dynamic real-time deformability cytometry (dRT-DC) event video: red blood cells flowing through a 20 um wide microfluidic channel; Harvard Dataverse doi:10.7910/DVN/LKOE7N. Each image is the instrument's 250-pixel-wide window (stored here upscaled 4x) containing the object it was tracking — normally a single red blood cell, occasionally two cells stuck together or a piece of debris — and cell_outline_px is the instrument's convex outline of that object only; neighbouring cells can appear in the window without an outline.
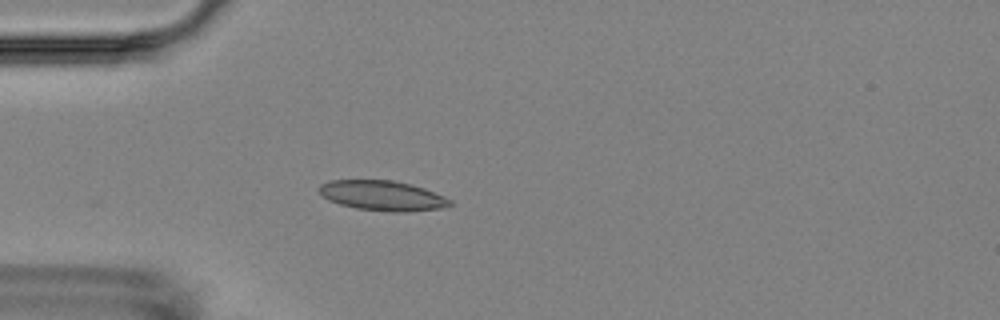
{"species": "Egyptian fruit bat (a non-hibernating species)", "species_latin": "Rousettus aegyptiacus", "temperature_condition": "room temperature", "stored_images_in_passage": 6, "camera_frame_rate_fps": 3000, "um_per_image_px": 0.085, "animal": {"sex": "female"}, "frame": {"image": 1, "passage_image": 5, "time_ms": 4.667, "image_size_px": [1000, 320], "cell_outline_px": [[452, 204], [440, 208], [404, 212], [392, 212], [356, 208], [340, 204], [328, 200], [316, 188], [320, 184], [332, 180], [392, 180], [412, 184], [424, 188], [444, 196], [452, 200]], "centroid_in_image_um": [32.5, 16.62], "position_along_channel_um": 52.5, "area_um2": 22.83}}